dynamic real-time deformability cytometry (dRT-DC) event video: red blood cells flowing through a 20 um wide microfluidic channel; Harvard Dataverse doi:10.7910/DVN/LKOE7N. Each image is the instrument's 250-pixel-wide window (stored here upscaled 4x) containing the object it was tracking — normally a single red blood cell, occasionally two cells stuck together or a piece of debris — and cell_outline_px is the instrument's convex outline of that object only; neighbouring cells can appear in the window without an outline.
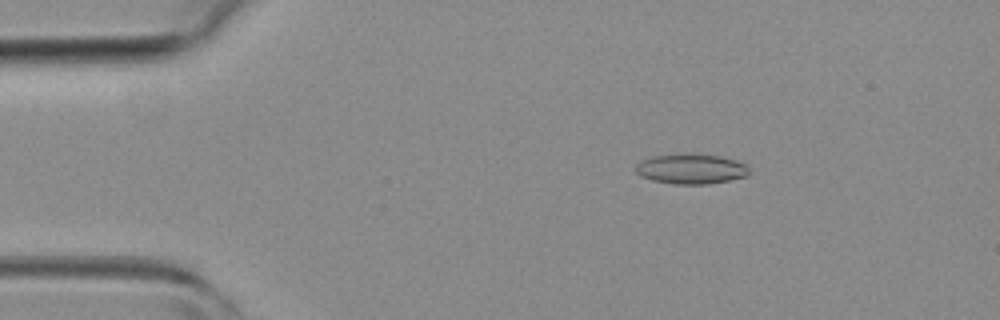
{"species": "common noctule bat (a hibernating species)", "species_latin": "Nyctalus noctula", "temperature_condition": "room temperature", "stored_images_in_passage": 6, "camera_frame_rate_fps": 3000, "um_per_image_px": 0.085, "animal": {"sex": "female", "body_mass_g": 19.3, "forearm_length_mm": 54.1}, "frame": {"image": 1, "passage_image": 3, "time_ms": 2.333, "image_size_px": [1000, 320], "cell_outline_px": [[748, 176], [708, 184], [676, 184], [652, 180], [640, 176], [636, 172], [636, 164], [652, 156], [720, 156], [736, 160], [744, 164], [748, 168]], "centroid_in_image_um": [58.75, 14.4], "position_along_channel_um": 26.3, "area_um2": 19.02}}
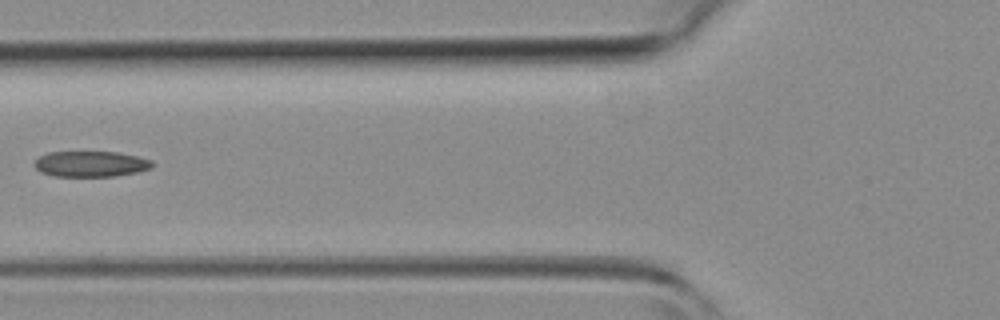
{"frame": {"image": 2, "passage_image": 6, "time_ms": 5.667, "image_size_px": [1000, 320], "cell_outline_px": [[152, 168], [136, 172], [112, 176], [52, 176], [40, 172], [32, 164], [40, 156], [48, 152], [116, 152], [136, 156], [152, 160]], "centroid_in_image_um": [7.67, 13.93], "position_along_channel_um": 118.1, "area_um2": 17.57}}